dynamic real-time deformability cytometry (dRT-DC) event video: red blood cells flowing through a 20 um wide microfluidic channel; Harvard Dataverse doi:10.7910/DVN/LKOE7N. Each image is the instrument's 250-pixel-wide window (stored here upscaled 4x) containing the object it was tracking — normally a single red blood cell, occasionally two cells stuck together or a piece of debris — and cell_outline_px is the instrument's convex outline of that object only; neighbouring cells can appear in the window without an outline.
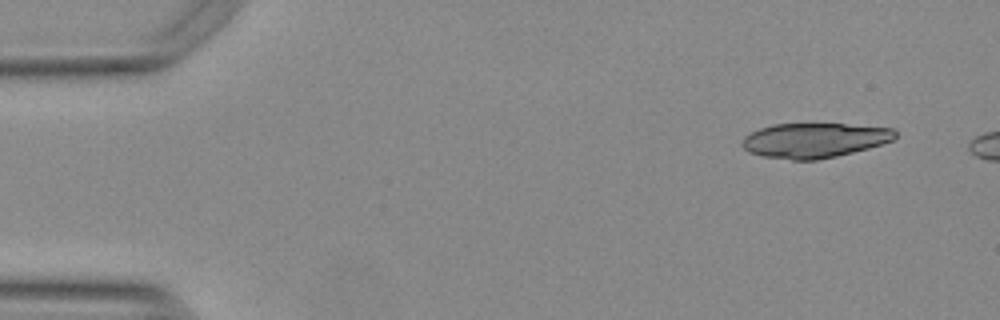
{"species": "Egyptian fruit bat (a non-hibernating species)", "species_latin": "Rousettus aegyptiacus", "temperature_condition": "warm", "stored_images_in_passage": 6, "camera_frame_rate_fps": 3000, "um_per_image_px": 0.085, "animal": {"sex": "female"}, "frame": {"image": 1, "passage_image": 1, "time_ms": 0.0, "image_size_px": [1000, 320], "cell_outline_px": [[896, 136], [892, 140], [868, 148], [836, 156], [816, 160], [792, 160], [764, 156], [748, 152], [740, 144], [744, 136], [760, 128], [772, 124], [844, 124], [892, 128], [896, 132]], "centroid_in_image_um": [69.18, 11.92], "position_along_channel_um": 15.8, "area_um2": 30.81}}